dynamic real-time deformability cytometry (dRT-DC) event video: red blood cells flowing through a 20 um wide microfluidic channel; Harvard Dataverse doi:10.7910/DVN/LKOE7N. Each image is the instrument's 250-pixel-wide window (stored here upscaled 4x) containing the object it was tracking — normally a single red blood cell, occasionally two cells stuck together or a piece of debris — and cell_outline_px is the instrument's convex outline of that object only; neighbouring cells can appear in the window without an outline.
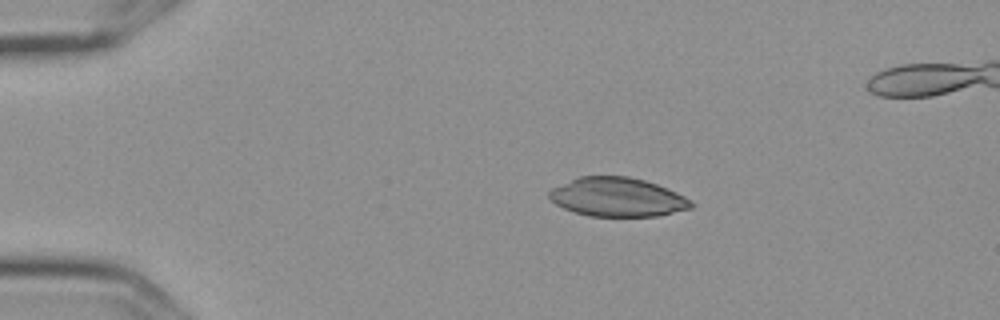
{"species": "Egyptian fruit bat (a non-hibernating species)", "species_latin": "Rousettus aegyptiacus", "temperature_condition": "cold", "stored_images_in_passage": 8, "camera_frame_rate_fps": 3000, "um_per_image_px": 0.085, "frame": {"image": 1, "passage_image": 3, "time_ms": 0.667, "image_size_px": [1000, 320], "cell_outline_px": [[696, 204], [692, 208], [656, 216], [588, 216], [564, 208], [556, 204], [548, 196], [548, 192], [552, 188], [580, 176], [628, 176], [644, 180], [656, 184], [676, 192], [692, 200]], "centroid_in_image_um": [52.5, 16.75], "position_along_channel_um": 32.5, "area_um2": 32.08}}
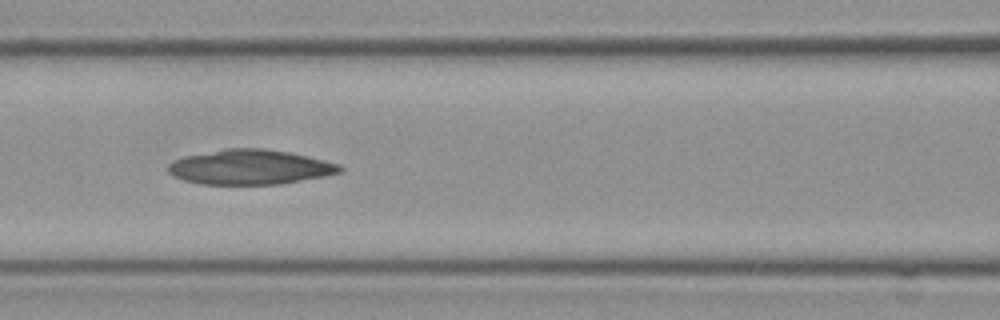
{"frame": {"image": 2, "passage_image": 7, "time_ms": 2.0, "image_size_px": [1000, 320], "cell_outline_px": [[344, 168], [340, 172], [324, 176], [280, 184], [200, 184], [184, 180], [172, 176], [168, 172], [168, 164], [184, 156], [224, 148], [264, 148], [288, 152], [340, 164]], "centroid_in_image_um": [21.22, 14.2], "position_along_channel_um": 145.4, "area_um2": 34.74}}
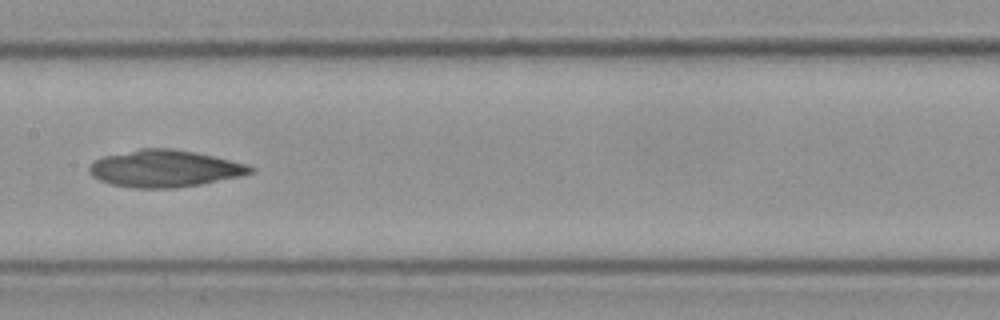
{"frame": {"image": 3, "passage_image": 8, "time_ms": 2.333, "image_size_px": [1000, 320], "cell_outline_px": [[256, 172], [240, 176], [200, 184], [176, 188], [132, 188], [112, 184], [100, 180], [92, 176], [88, 172], [88, 168], [92, 160], [104, 156], [140, 148], [172, 148], [212, 156], [248, 164], [256, 168]], "centroid_in_image_um": [13.98, 14.33], "position_along_channel_um": 193.4, "area_um2": 34.8}}